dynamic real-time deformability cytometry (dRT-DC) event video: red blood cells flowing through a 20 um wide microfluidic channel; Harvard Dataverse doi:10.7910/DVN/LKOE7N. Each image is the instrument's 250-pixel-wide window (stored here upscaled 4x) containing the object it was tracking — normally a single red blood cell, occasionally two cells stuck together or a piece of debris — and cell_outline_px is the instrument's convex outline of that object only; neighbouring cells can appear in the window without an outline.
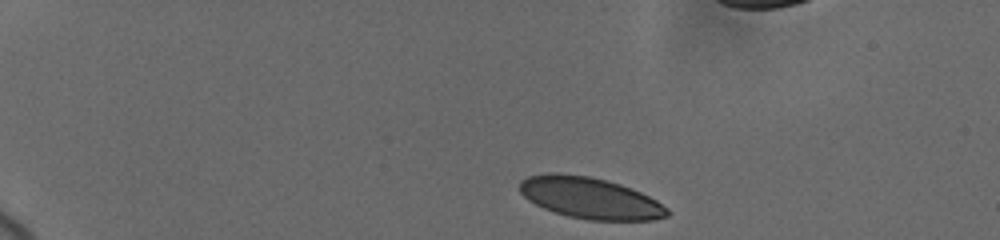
{"species": "human", "species_latin": "Homo sapiens", "temperature_condition": "cold", "stored_images_in_passage": 9, "camera_frame_rate_fps": 3000, "um_per_image_px": 0.085, "donor": {"sex": "female"}, "frame": {"image": 1, "passage_image": 1, "time_ms": 0.0, "image_size_px": [1000, 240], "cell_outline_px": [[668, 216], [652, 220], [588, 220], [568, 216], [544, 208], [528, 200], [520, 192], [520, 180], [528, 176], [552, 172], [556, 172], [588, 176], [620, 184], [640, 192], [656, 200], [668, 208]], "centroid_in_image_um": [50.14, 16.83], "position_along_channel_um": 34.9, "area_um2": 35.32}}
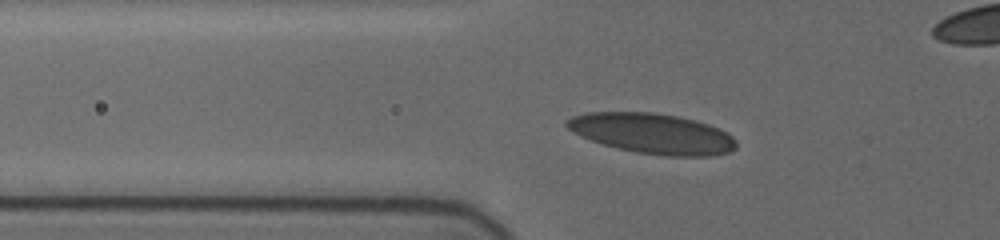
{"frame": {"image": 2, "passage_image": 6, "time_ms": 3.333, "image_size_px": [1000, 240], "cell_outline_px": [[736, 148], [728, 152], [712, 156], [664, 156], [636, 152], [616, 148], [580, 136], [572, 132], [564, 124], [564, 120], [572, 116], [588, 112], [652, 112], [676, 116], [708, 124], [732, 136], [736, 140]], "centroid_in_image_um": [55.41, 11.35], "position_along_channel_um": 70.4, "area_um2": 39.65}}
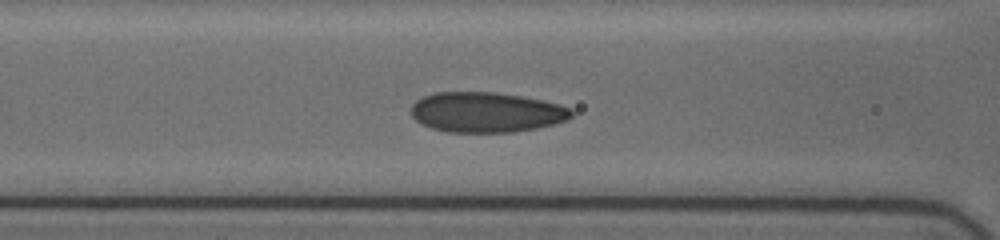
{"frame": {"image": 3, "passage_image": 8, "time_ms": 5.0, "image_size_px": [1000, 240], "cell_outline_px": [[576, 112], [568, 120], [536, 128], [512, 132], [448, 132], [432, 128], [416, 120], [412, 116], [412, 104], [416, 100], [424, 96], [436, 92], [492, 92], [520, 96], [540, 100], [572, 108]], "centroid_in_image_um": [41.35, 9.54], "position_along_channel_um": 125.3, "area_um2": 37.34}}